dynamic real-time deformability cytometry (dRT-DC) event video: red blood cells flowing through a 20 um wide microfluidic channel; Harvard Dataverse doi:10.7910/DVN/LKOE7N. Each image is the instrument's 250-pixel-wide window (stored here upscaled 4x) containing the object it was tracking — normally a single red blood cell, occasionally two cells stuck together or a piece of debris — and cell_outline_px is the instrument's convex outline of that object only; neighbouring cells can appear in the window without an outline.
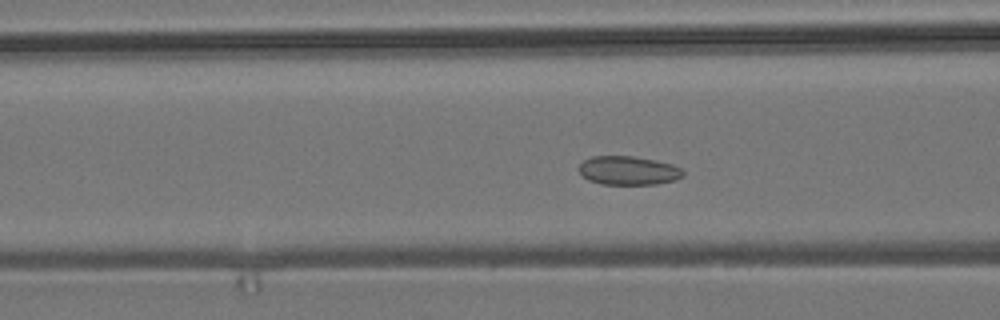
{"species": "common noctule bat (a hibernating species)", "species_latin": "Nyctalus noctula", "temperature_condition": "room temperature", "stored_images_in_passage": 51, "camera_frame_rate_fps": 3000, "um_per_image_px": 0.085, "animal": {"sex": "male", "body_mass_g": 19.2, "forearm_length_mm": 51.8}, "frame": {"image": 1, "passage_image": 21, "time_ms": 6.667, "image_size_px": [1000, 320], "cell_outline_px": [[684, 176], [676, 180], [656, 184], [600, 184], [588, 180], [580, 172], [580, 164], [584, 160], [592, 156], [632, 156], [656, 160], [672, 164], [680, 168], [684, 172]], "centroid_in_image_um": [53.44, 14.49], "position_along_channel_um": 113.2, "area_um2": 17.46}}
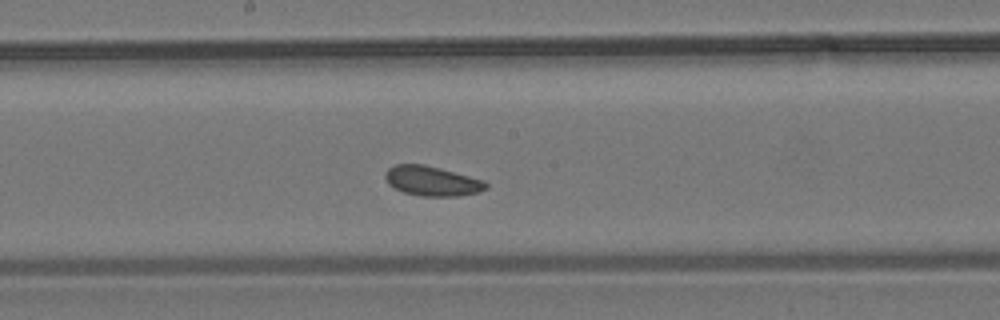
{"frame": {"image": 2, "passage_image": 29, "time_ms": 9.333, "image_size_px": [1000, 320], "cell_outline_px": [[488, 188], [476, 192], [456, 196], [420, 196], [404, 192], [388, 184], [384, 176], [384, 172], [388, 168], [396, 164], [424, 164], [440, 168], [484, 180], [488, 184]], "centroid_in_image_um": [36.69, 15.37], "position_along_channel_um": 211.5, "area_um2": 17.4}}
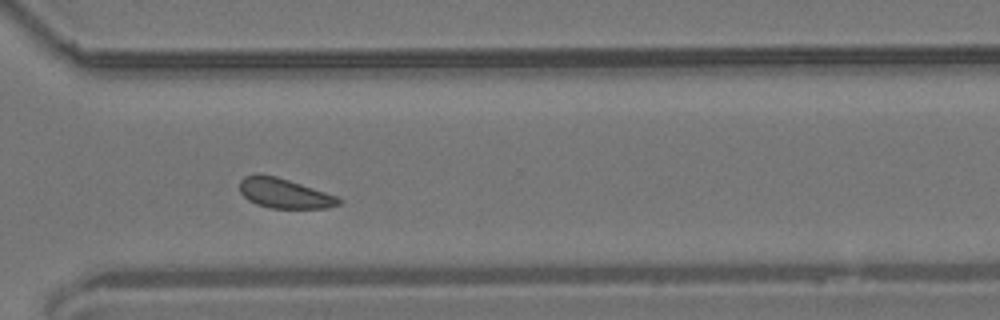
{"frame": {"image": 3, "passage_image": 40, "time_ms": 13.0, "image_size_px": [1000, 320], "cell_outline_px": [[344, 200], [340, 204], [328, 208], [268, 208], [256, 204], [248, 200], [240, 192], [240, 180], [244, 176], [256, 172], [276, 176], [336, 196]], "centroid_in_image_um": [24.13, 16.42], "position_along_channel_um": 346.5, "area_um2": 17.28}, "authors_computed_cell_mechanics": {"area_um2": 18.3226, "velocity_mm_per_s": 3.6833, "shape_relaxation_time_tau1_ms": null, "shape_relaxation_time_tau2_ms": 3.4533, "deformation_change_tau1": null, "deformation_change_tau2": 0.0974}}